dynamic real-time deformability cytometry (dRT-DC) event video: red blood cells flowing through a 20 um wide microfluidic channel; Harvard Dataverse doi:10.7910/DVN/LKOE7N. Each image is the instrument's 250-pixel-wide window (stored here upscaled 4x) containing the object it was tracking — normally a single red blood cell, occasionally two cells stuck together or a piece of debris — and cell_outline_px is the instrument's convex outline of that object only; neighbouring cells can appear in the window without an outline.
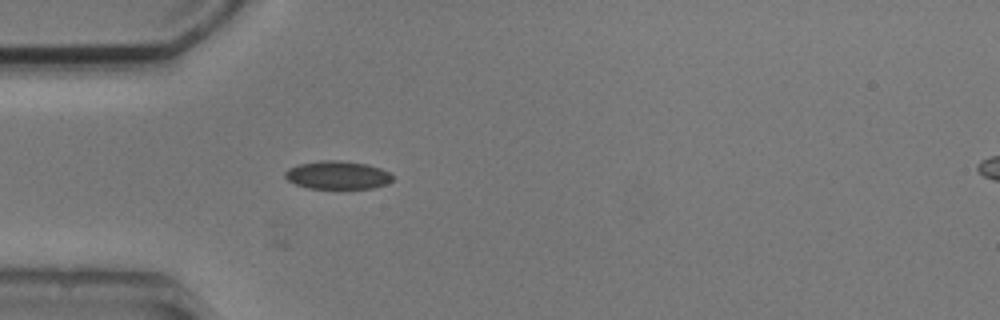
{"species": "common noctule bat (a hibernating species)", "species_latin": "Nyctalus noctula", "temperature_condition": "cold", "stored_images_in_passage": 4, "segment_of_instrument_passage": [1, 2], "camera_frame_rate_fps": 3000, "um_per_image_px": 0.085, "animal": {"sex": "male", "body_mass_g": 20.5, "forearm_length_mm": 52.5}, "frame": {"image": 1, "passage_image": 3, "time_ms": 3.333, "image_size_px": [1000, 320], "cell_outline_px": [[392, 180], [388, 184], [372, 188], [308, 188], [296, 184], [288, 180], [284, 176], [284, 172], [288, 168], [296, 164], [320, 160], [336, 160], [368, 164], [380, 168], [388, 172], [392, 176]], "centroid_in_image_um": [28.66, 14.87], "position_along_channel_um": 56.3, "area_um2": 17.69}}